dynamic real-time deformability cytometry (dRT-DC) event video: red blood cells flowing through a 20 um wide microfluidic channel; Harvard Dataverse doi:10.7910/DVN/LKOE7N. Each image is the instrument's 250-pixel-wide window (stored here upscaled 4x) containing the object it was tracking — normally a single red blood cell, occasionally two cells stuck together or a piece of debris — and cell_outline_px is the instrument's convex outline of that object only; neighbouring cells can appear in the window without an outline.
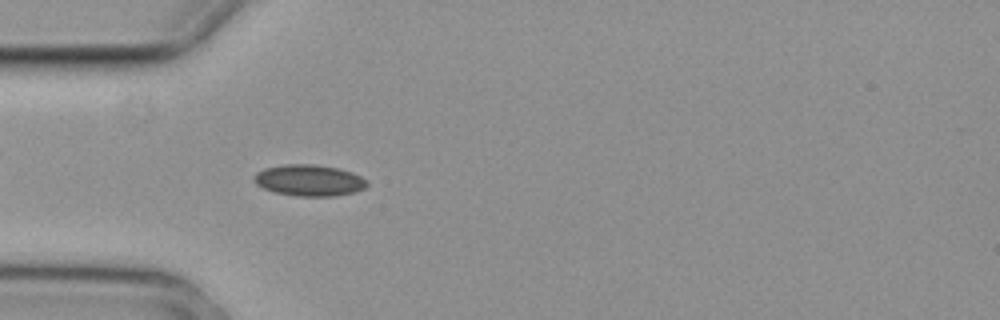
{"species": "common noctule bat (a hibernating species)", "species_latin": "Nyctalus noctula", "temperature_condition": "cold", "stored_images_in_passage": 1, "camera_frame_rate_fps": 3000, "um_per_image_px": 0.085, "animal": {"sex": "female", "body_mass_g": 29.2, "forearm_length_mm": 56.3}, "frame": {"image": 1, "passage_image": 1, "time_ms": 0.0, "image_size_px": [1000, 320], "cell_outline_px": [[368, 184], [364, 188], [352, 192], [336, 196], [296, 196], [276, 192], [264, 188], [256, 184], [252, 180], [252, 176], [256, 172], [264, 168], [284, 164], [312, 164], [336, 168], [352, 172], [368, 180]], "centroid_in_image_um": [26.25, 15.32], "position_along_channel_um": 58.8, "area_um2": 20.63}}